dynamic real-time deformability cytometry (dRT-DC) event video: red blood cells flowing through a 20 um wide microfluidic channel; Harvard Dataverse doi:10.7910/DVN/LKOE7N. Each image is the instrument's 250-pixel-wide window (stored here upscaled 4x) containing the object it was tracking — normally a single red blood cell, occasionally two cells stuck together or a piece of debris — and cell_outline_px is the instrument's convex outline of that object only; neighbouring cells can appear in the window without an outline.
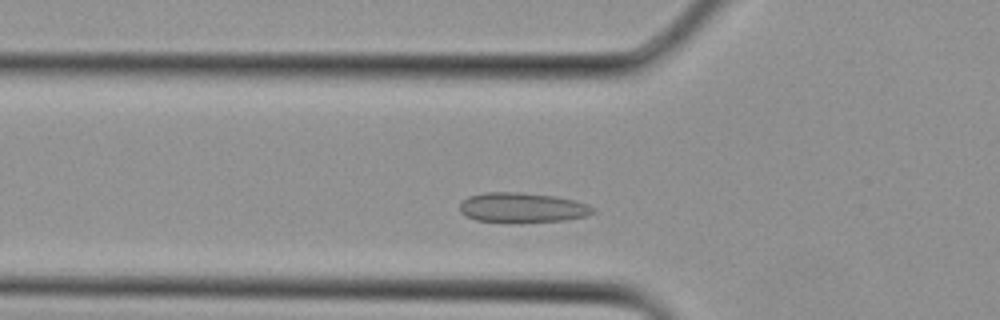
{"species": "Egyptian fruit bat (a non-hibernating species)", "species_latin": "Rousettus aegyptiacus", "temperature_condition": "cold", "stored_images_in_passage": 25, "segment_of_instrument_passage": [1, 2], "camera_frame_rate_fps": 3000, "um_per_image_px": 0.085, "animal": {"sex": "female"}, "frame": {"image": 1, "passage_image": 3, "time_ms": 0.667, "image_size_px": [1000, 320], "cell_outline_px": [[596, 212], [588, 216], [564, 220], [508, 224], [476, 220], [460, 212], [460, 204], [468, 196], [484, 192], [520, 192], [552, 196], [576, 200], [588, 204], [596, 208]], "centroid_in_image_um": [44.42, 17.67], "position_along_channel_um": 81.4, "area_um2": 23.76}}
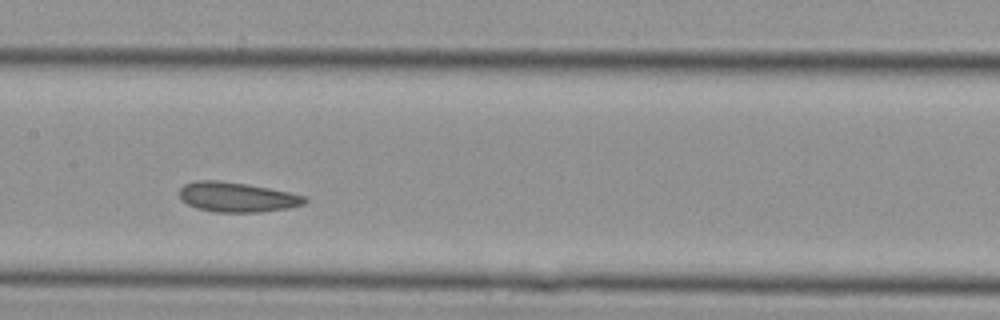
{"frame": {"image": 2, "passage_image": 8, "time_ms": 2.333, "image_size_px": [1000, 320], "cell_outline_px": [[308, 200], [304, 204], [288, 208], [260, 212], [216, 212], [196, 208], [180, 200], [180, 188], [184, 184], [192, 180], [220, 180], [248, 184], [308, 196]], "centroid_in_image_um": [20.13, 16.74], "position_along_channel_um": 187.3, "area_um2": 21.96}}
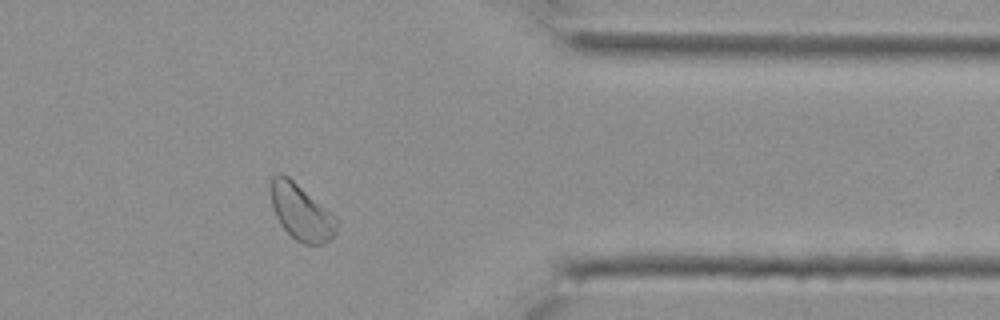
{"frame": {"image": 3, "passage_image": 18, "time_ms": 5.667, "image_size_px": [1000, 320], "cell_outline_px": [[340, 220], [336, 232], [324, 244], [304, 244], [296, 240], [280, 224], [272, 208], [272, 176], [280, 172], [288, 176], [332, 212]], "centroid_in_image_um": [25.64, 18.04], "position_along_channel_um": 385.8, "area_um2": 21.44}}